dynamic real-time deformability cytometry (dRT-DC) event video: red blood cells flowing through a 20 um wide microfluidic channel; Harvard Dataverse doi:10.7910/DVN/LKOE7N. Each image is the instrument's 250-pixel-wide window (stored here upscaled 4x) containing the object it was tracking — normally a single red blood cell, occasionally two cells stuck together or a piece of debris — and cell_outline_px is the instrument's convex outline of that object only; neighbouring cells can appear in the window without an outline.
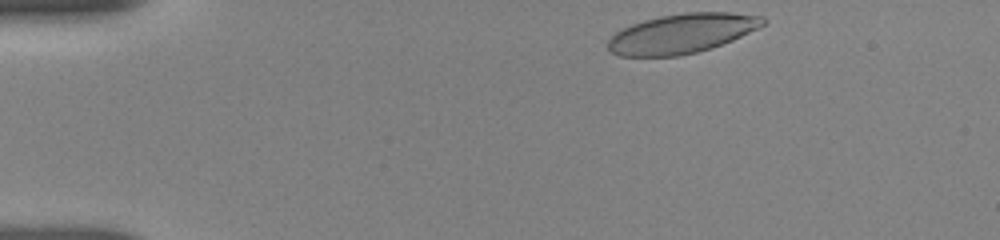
{"species": "human", "species_latin": "Homo sapiens", "temperature_condition": "room temperature", "stored_images_in_passage": 12, "camera_frame_rate_fps": 3000, "um_per_image_px": 0.085, "donor": {"sex": "female"}, "frame": {"image": 1, "passage_image": 1, "time_ms": 0.0, "image_size_px": [1000, 240], "cell_outline_px": [[768, 20], [764, 24], [732, 40], [712, 48], [696, 52], [676, 56], [620, 56], [612, 52], [608, 48], [608, 40], [616, 32], [632, 24], [644, 20], [660, 16], [684, 12], [732, 12], [764, 16]], "centroid_in_image_um": [57.97, 2.84], "position_along_channel_um": 27.0, "area_um2": 35.55}}
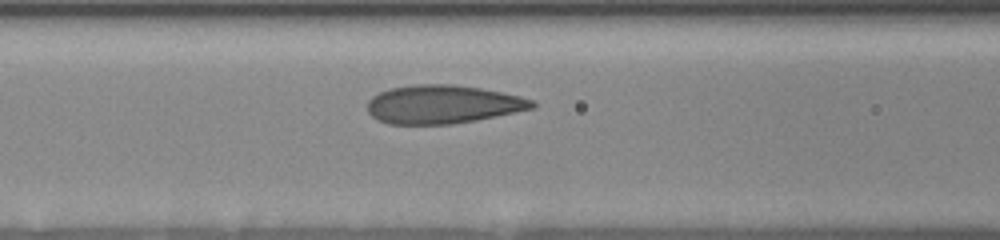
{"frame": {"image": 2, "passage_image": 8, "time_ms": 4.667, "image_size_px": [1000, 240], "cell_outline_px": [[536, 108], [476, 120], [452, 124], [388, 124], [376, 120], [368, 112], [368, 100], [372, 96], [380, 92], [392, 88], [416, 84], [452, 84], [480, 88], [520, 96], [532, 100], [536, 104]], "centroid_in_image_um": [37.63, 8.87], "position_along_channel_um": 129.0, "area_um2": 36.93}}
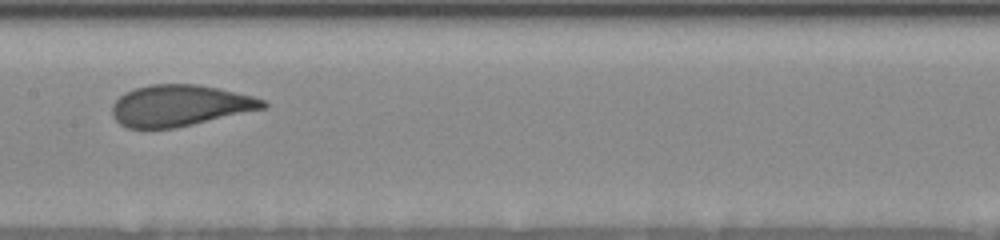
{"frame": {"image": 3, "passage_image": 11, "time_ms": 6.333, "image_size_px": [1000, 240], "cell_outline_px": [[268, 108], [192, 124], [172, 128], [128, 128], [120, 124], [112, 116], [112, 104], [124, 92], [136, 88], [152, 84], [196, 84], [220, 88], [252, 96], [264, 100], [268, 104]], "centroid_in_image_um": [15.3, 8.97], "position_along_channel_um": 192.1, "area_um2": 36.24}}